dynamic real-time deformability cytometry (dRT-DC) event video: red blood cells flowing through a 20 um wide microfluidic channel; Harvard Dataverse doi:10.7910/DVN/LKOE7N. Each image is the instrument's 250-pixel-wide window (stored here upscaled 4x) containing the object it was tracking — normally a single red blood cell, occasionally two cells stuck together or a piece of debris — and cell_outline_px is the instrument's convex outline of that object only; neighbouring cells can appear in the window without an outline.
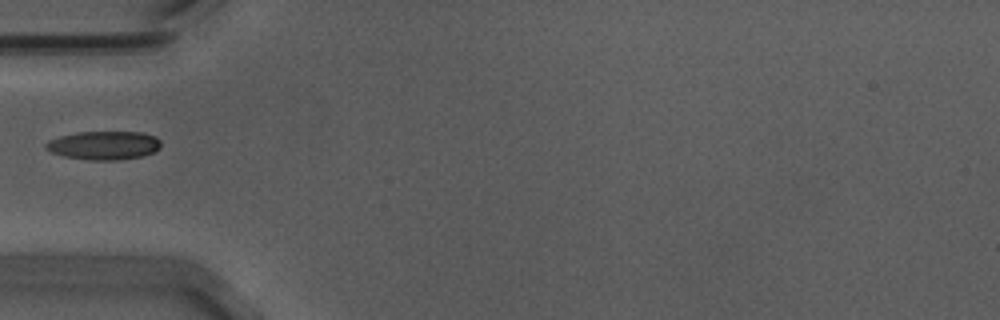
{"species": "Egyptian fruit bat (a non-hibernating species)", "species_latin": "Rousettus aegyptiacus", "temperature_condition": "warm", "stored_images_in_passage": 30, "camera_frame_rate_fps": 3000, "um_per_image_px": 0.085, "animal": {"sex": "male"}, "frame": {"image": 1, "passage_image": 1, "time_ms": 0.0, "image_size_px": [1000, 320], "cell_outline_px": [[160, 148], [144, 156], [120, 160], [92, 160], [64, 156], [52, 152], [44, 148], [44, 144], [48, 140], [60, 136], [76, 132], [144, 132], [156, 136], [160, 140]], "centroid_in_image_um": [8.84, 12.35], "position_along_channel_um": 76.2, "area_um2": 19.31}}
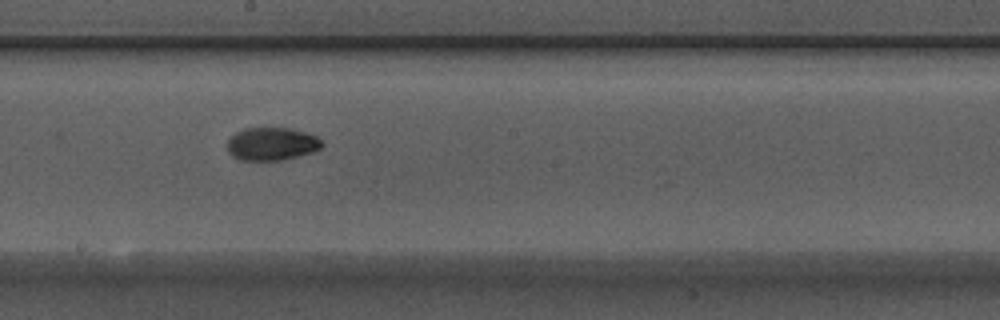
{"frame": {"image": 2, "passage_image": 13, "time_ms": 4.0, "image_size_px": [1000, 320], "cell_outline_px": [[324, 144], [320, 148], [312, 152], [280, 160], [240, 160], [232, 156], [228, 152], [228, 140], [236, 132], [244, 128], [288, 128], [304, 132], [316, 136]], "centroid_in_image_um": [23.07, 12.23], "position_along_channel_um": 225.1, "area_um2": 17.98}}
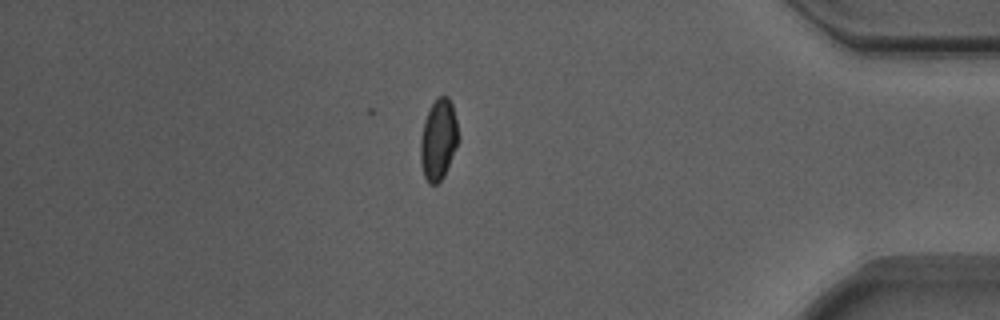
{"frame": {"image": 3, "passage_image": 30, "time_ms": 9.667, "image_size_px": [1000, 320], "cell_outline_px": [[460, 136], [444, 176], [436, 184], [428, 184], [424, 176], [420, 160], [420, 140], [424, 120], [432, 104], [440, 96], [448, 96], [452, 104]], "centroid_in_image_um": [37.26, 11.88], "position_along_channel_um": 397.9, "area_um2": 17.74}}